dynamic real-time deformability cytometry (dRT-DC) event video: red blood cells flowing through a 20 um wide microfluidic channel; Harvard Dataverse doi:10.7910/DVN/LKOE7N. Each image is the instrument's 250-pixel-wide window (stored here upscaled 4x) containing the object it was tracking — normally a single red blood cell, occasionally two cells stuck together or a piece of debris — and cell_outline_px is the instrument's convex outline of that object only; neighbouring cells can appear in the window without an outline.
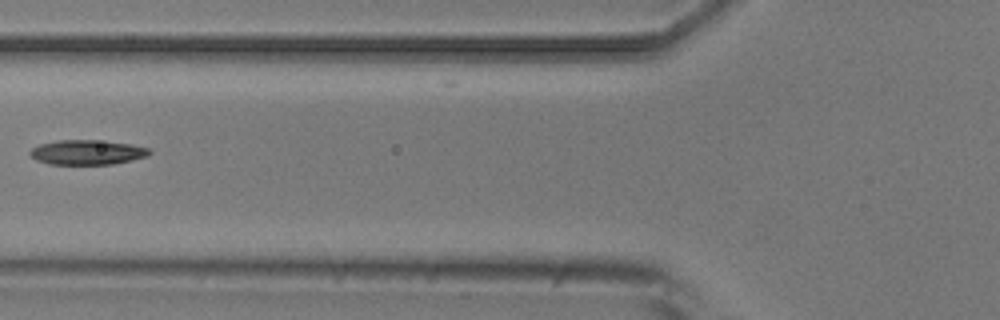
{"species": "common noctule bat (a hibernating species)", "species_latin": "Nyctalus noctula", "temperature_condition": "room temperature", "stored_images_in_passage": 8, "camera_frame_rate_fps": 3000, "um_per_image_px": 0.085, "animal": {"sex": "male", "body_mass_g": 20.5, "forearm_length_mm": 52.5}, "frame": {"image": 1, "passage_image": 7, "time_ms": 6.667, "image_size_px": [1000, 320], "cell_outline_px": [[152, 152], [148, 156], [132, 160], [112, 164], [48, 164], [36, 160], [28, 152], [32, 148], [40, 144], [56, 140], [96, 140], [132, 144], [148, 148]], "centroid_in_image_um": [7.41, 12.94], "position_along_channel_um": 118.4, "area_um2": 17.22}}